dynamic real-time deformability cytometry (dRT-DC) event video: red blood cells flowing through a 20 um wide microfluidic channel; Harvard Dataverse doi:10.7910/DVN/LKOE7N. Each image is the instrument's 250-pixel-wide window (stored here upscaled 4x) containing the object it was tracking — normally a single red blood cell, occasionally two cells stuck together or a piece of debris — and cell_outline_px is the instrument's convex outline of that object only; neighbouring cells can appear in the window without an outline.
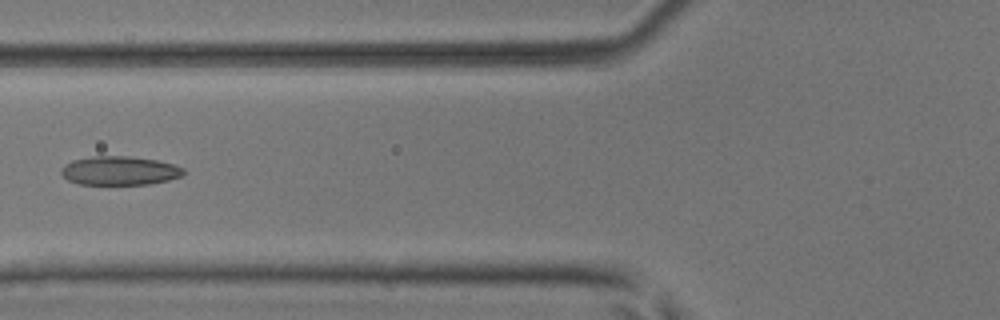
{"species": "common noctule bat (a hibernating species)", "species_latin": "Nyctalus noctula", "temperature_condition": "room temperature", "stored_images_in_passage": 5, "camera_frame_rate_fps": 3000, "um_per_image_px": 0.085, "animal": {"sex": "male", "body_mass_g": 17.9, "forearm_length_mm": 54.2}, "frame": {"image": 1, "passage_image": 5, "time_ms": 1.333, "image_size_px": [1000, 320], "cell_outline_px": [[184, 172], [180, 176], [168, 180], [148, 184], [76, 184], [68, 180], [60, 172], [60, 168], [64, 164], [72, 160], [92, 156], [128, 156], [156, 160], [172, 164], [184, 168]], "centroid_in_image_um": [10.11, 14.5], "position_along_channel_um": 115.7, "area_um2": 20.52}}